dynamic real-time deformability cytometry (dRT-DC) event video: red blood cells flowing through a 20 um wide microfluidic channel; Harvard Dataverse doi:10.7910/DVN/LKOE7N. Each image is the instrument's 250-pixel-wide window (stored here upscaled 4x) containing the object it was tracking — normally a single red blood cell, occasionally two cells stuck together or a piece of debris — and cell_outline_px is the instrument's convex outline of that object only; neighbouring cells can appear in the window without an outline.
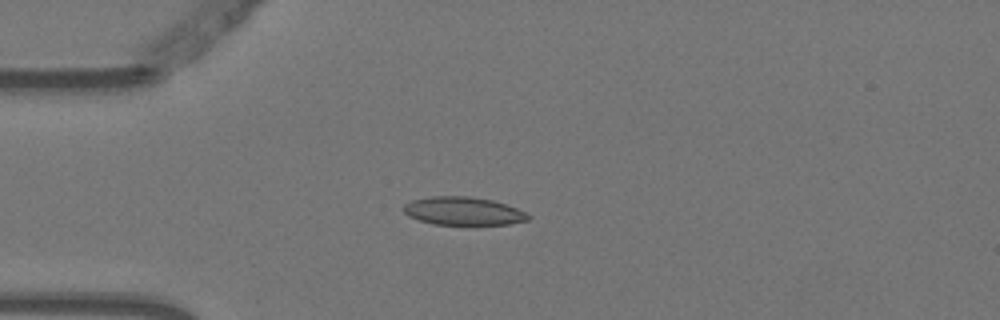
{"species": "Egyptian fruit bat (a non-hibernating species)", "species_latin": "Rousettus aegyptiacus", "temperature_condition": "warm", "stored_images_in_passage": 5, "camera_frame_rate_fps": 3000, "um_per_image_px": 0.085, "animal": {"sex": "female"}, "frame": {"image": 1, "passage_image": 3, "time_ms": 0.667, "image_size_px": [1000, 320], "cell_outline_px": [[532, 216], [528, 220], [508, 224], [472, 228], [432, 224], [408, 216], [404, 212], [404, 204], [412, 200], [432, 196], [468, 196], [492, 200], [516, 208]], "centroid_in_image_um": [39.39, 18.0], "position_along_channel_um": 45.6, "area_um2": 21.33}}
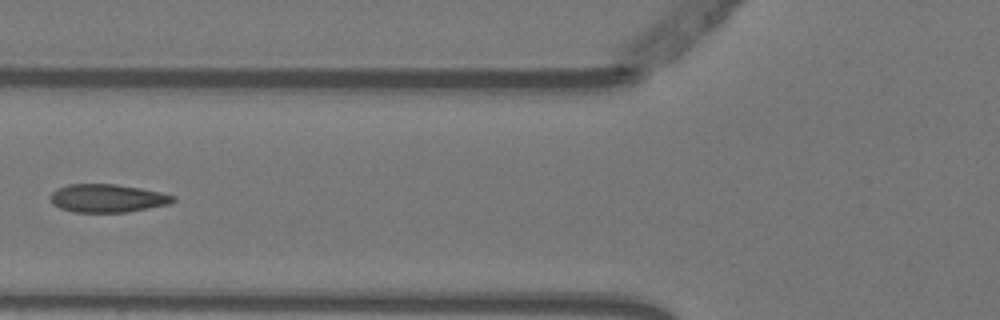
{"frame": {"image": 2, "passage_image": 5, "time_ms": 1.333, "image_size_px": [1000, 320], "cell_outline_px": [[176, 200], [168, 204], [128, 212], [72, 212], [60, 208], [52, 204], [48, 196], [56, 188], [68, 184], [116, 184], [140, 188], [160, 192], [176, 196]], "centroid_in_image_um": [9.09, 16.85], "position_along_channel_um": 116.7, "area_um2": 20.29}}